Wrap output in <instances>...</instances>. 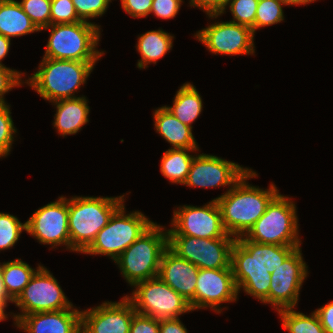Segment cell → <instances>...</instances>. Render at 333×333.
Segmentation results:
<instances>
[{"instance_id":"cell-1","label":"cell","mask_w":333,"mask_h":333,"mask_svg":"<svg viewBox=\"0 0 333 333\" xmlns=\"http://www.w3.org/2000/svg\"><path fill=\"white\" fill-rule=\"evenodd\" d=\"M297 247L255 243L236 238L231 250V267L238 289L263 302L269 295L271 274Z\"/></svg>"},{"instance_id":"cell-2","label":"cell","mask_w":333,"mask_h":333,"mask_svg":"<svg viewBox=\"0 0 333 333\" xmlns=\"http://www.w3.org/2000/svg\"><path fill=\"white\" fill-rule=\"evenodd\" d=\"M257 176L250 168L231 189L214 198L221 211L224 229L234 238L245 236L279 193L273 183L269 189H263L246 182Z\"/></svg>"},{"instance_id":"cell-3","label":"cell","mask_w":333,"mask_h":333,"mask_svg":"<svg viewBox=\"0 0 333 333\" xmlns=\"http://www.w3.org/2000/svg\"><path fill=\"white\" fill-rule=\"evenodd\" d=\"M117 197L73 196L68 199L70 251L81 254L98 232L108 224L113 213L125 202Z\"/></svg>"},{"instance_id":"cell-4","label":"cell","mask_w":333,"mask_h":333,"mask_svg":"<svg viewBox=\"0 0 333 333\" xmlns=\"http://www.w3.org/2000/svg\"><path fill=\"white\" fill-rule=\"evenodd\" d=\"M96 62L44 58L39 69L25 84L49 102L76 98L75 92L84 85Z\"/></svg>"},{"instance_id":"cell-5","label":"cell","mask_w":333,"mask_h":333,"mask_svg":"<svg viewBox=\"0 0 333 333\" xmlns=\"http://www.w3.org/2000/svg\"><path fill=\"white\" fill-rule=\"evenodd\" d=\"M50 31L44 58L97 62L104 53L98 47L100 25L79 21L69 24H50L42 30Z\"/></svg>"},{"instance_id":"cell-6","label":"cell","mask_w":333,"mask_h":333,"mask_svg":"<svg viewBox=\"0 0 333 333\" xmlns=\"http://www.w3.org/2000/svg\"><path fill=\"white\" fill-rule=\"evenodd\" d=\"M164 228L154 223L114 261L129 285L158 276L162 254L168 248Z\"/></svg>"},{"instance_id":"cell-7","label":"cell","mask_w":333,"mask_h":333,"mask_svg":"<svg viewBox=\"0 0 333 333\" xmlns=\"http://www.w3.org/2000/svg\"><path fill=\"white\" fill-rule=\"evenodd\" d=\"M296 205L278 193L245 237L255 243L301 246Z\"/></svg>"},{"instance_id":"cell-8","label":"cell","mask_w":333,"mask_h":333,"mask_svg":"<svg viewBox=\"0 0 333 333\" xmlns=\"http://www.w3.org/2000/svg\"><path fill=\"white\" fill-rule=\"evenodd\" d=\"M124 203L113 213L108 224L96 235L83 252L89 255H106L115 261L134 241L147 231L154 222L142 212L126 214Z\"/></svg>"},{"instance_id":"cell-9","label":"cell","mask_w":333,"mask_h":333,"mask_svg":"<svg viewBox=\"0 0 333 333\" xmlns=\"http://www.w3.org/2000/svg\"><path fill=\"white\" fill-rule=\"evenodd\" d=\"M132 296L126 297L133 303L135 311L155 319L179 318L192 312L190 304L158 276L134 285Z\"/></svg>"},{"instance_id":"cell-10","label":"cell","mask_w":333,"mask_h":333,"mask_svg":"<svg viewBox=\"0 0 333 333\" xmlns=\"http://www.w3.org/2000/svg\"><path fill=\"white\" fill-rule=\"evenodd\" d=\"M236 238L200 239L185 235H168V248L178 257L199 269L231 267V250Z\"/></svg>"},{"instance_id":"cell-11","label":"cell","mask_w":333,"mask_h":333,"mask_svg":"<svg viewBox=\"0 0 333 333\" xmlns=\"http://www.w3.org/2000/svg\"><path fill=\"white\" fill-rule=\"evenodd\" d=\"M57 281L44 266L36 271L28 285L13 302L21 310L19 314L12 315L15 326L16 321L24 315L70 309L73 306Z\"/></svg>"},{"instance_id":"cell-12","label":"cell","mask_w":333,"mask_h":333,"mask_svg":"<svg viewBox=\"0 0 333 333\" xmlns=\"http://www.w3.org/2000/svg\"><path fill=\"white\" fill-rule=\"evenodd\" d=\"M179 208V209H178ZM168 235H185L200 239L234 238L224 229L221 211L215 199L200 206L184 205L173 211Z\"/></svg>"},{"instance_id":"cell-13","label":"cell","mask_w":333,"mask_h":333,"mask_svg":"<svg viewBox=\"0 0 333 333\" xmlns=\"http://www.w3.org/2000/svg\"><path fill=\"white\" fill-rule=\"evenodd\" d=\"M301 247L295 248L274 268L268 297L262 302L271 304L275 310L295 308L304 280L308 276V266L303 260Z\"/></svg>"},{"instance_id":"cell-14","label":"cell","mask_w":333,"mask_h":333,"mask_svg":"<svg viewBox=\"0 0 333 333\" xmlns=\"http://www.w3.org/2000/svg\"><path fill=\"white\" fill-rule=\"evenodd\" d=\"M26 232L52 249L65 245L70 250L68 198L61 196L36 210L26 221Z\"/></svg>"},{"instance_id":"cell-15","label":"cell","mask_w":333,"mask_h":333,"mask_svg":"<svg viewBox=\"0 0 333 333\" xmlns=\"http://www.w3.org/2000/svg\"><path fill=\"white\" fill-rule=\"evenodd\" d=\"M209 52L217 55H252L255 53L251 28L231 21L214 22L194 34Z\"/></svg>"},{"instance_id":"cell-16","label":"cell","mask_w":333,"mask_h":333,"mask_svg":"<svg viewBox=\"0 0 333 333\" xmlns=\"http://www.w3.org/2000/svg\"><path fill=\"white\" fill-rule=\"evenodd\" d=\"M238 294L232 268L199 269L195 297L189 304L192 311L211 308L221 313L220 304L237 301Z\"/></svg>"},{"instance_id":"cell-17","label":"cell","mask_w":333,"mask_h":333,"mask_svg":"<svg viewBox=\"0 0 333 333\" xmlns=\"http://www.w3.org/2000/svg\"><path fill=\"white\" fill-rule=\"evenodd\" d=\"M249 170L215 155L197 154L184 185L200 188L230 186L231 189Z\"/></svg>"},{"instance_id":"cell-18","label":"cell","mask_w":333,"mask_h":333,"mask_svg":"<svg viewBox=\"0 0 333 333\" xmlns=\"http://www.w3.org/2000/svg\"><path fill=\"white\" fill-rule=\"evenodd\" d=\"M133 303L124 296L119 302L81 310V333H129L135 313Z\"/></svg>"},{"instance_id":"cell-19","label":"cell","mask_w":333,"mask_h":333,"mask_svg":"<svg viewBox=\"0 0 333 333\" xmlns=\"http://www.w3.org/2000/svg\"><path fill=\"white\" fill-rule=\"evenodd\" d=\"M26 333H81V311L72 306L59 311L36 312L16 321Z\"/></svg>"},{"instance_id":"cell-20","label":"cell","mask_w":333,"mask_h":333,"mask_svg":"<svg viewBox=\"0 0 333 333\" xmlns=\"http://www.w3.org/2000/svg\"><path fill=\"white\" fill-rule=\"evenodd\" d=\"M199 268L167 248L161 257L158 277L189 303L195 297Z\"/></svg>"},{"instance_id":"cell-21","label":"cell","mask_w":333,"mask_h":333,"mask_svg":"<svg viewBox=\"0 0 333 333\" xmlns=\"http://www.w3.org/2000/svg\"><path fill=\"white\" fill-rule=\"evenodd\" d=\"M56 108L53 127L65 137L77 134L89 122L90 107L85 96L52 102Z\"/></svg>"},{"instance_id":"cell-22","label":"cell","mask_w":333,"mask_h":333,"mask_svg":"<svg viewBox=\"0 0 333 333\" xmlns=\"http://www.w3.org/2000/svg\"><path fill=\"white\" fill-rule=\"evenodd\" d=\"M153 114L156 132L172 145V149H199L192 128L183 124L165 106L154 110Z\"/></svg>"},{"instance_id":"cell-23","label":"cell","mask_w":333,"mask_h":333,"mask_svg":"<svg viewBox=\"0 0 333 333\" xmlns=\"http://www.w3.org/2000/svg\"><path fill=\"white\" fill-rule=\"evenodd\" d=\"M38 31L19 1L0 0V34L11 39Z\"/></svg>"},{"instance_id":"cell-24","label":"cell","mask_w":333,"mask_h":333,"mask_svg":"<svg viewBox=\"0 0 333 333\" xmlns=\"http://www.w3.org/2000/svg\"><path fill=\"white\" fill-rule=\"evenodd\" d=\"M174 36L163 29L147 31L138 36L136 45L137 51L141 55L137 67L145 69L148 64H156L157 60L162 58L173 47Z\"/></svg>"},{"instance_id":"cell-25","label":"cell","mask_w":333,"mask_h":333,"mask_svg":"<svg viewBox=\"0 0 333 333\" xmlns=\"http://www.w3.org/2000/svg\"><path fill=\"white\" fill-rule=\"evenodd\" d=\"M201 95L196 87L187 82L176 92L173 106L165 107L183 124L193 128L192 124L200 116L203 108Z\"/></svg>"},{"instance_id":"cell-26","label":"cell","mask_w":333,"mask_h":333,"mask_svg":"<svg viewBox=\"0 0 333 333\" xmlns=\"http://www.w3.org/2000/svg\"><path fill=\"white\" fill-rule=\"evenodd\" d=\"M42 265L35 270L21 259L0 263V271L8 297L14 302L28 285L33 275Z\"/></svg>"},{"instance_id":"cell-27","label":"cell","mask_w":333,"mask_h":333,"mask_svg":"<svg viewBox=\"0 0 333 333\" xmlns=\"http://www.w3.org/2000/svg\"><path fill=\"white\" fill-rule=\"evenodd\" d=\"M199 151V149L170 148L162 156L160 171L162 175L169 179L170 183L184 184L195 154L189 152Z\"/></svg>"},{"instance_id":"cell-28","label":"cell","mask_w":333,"mask_h":333,"mask_svg":"<svg viewBox=\"0 0 333 333\" xmlns=\"http://www.w3.org/2000/svg\"><path fill=\"white\" fill-rule=\"evenodd\" d=\"M295 308L277 311L281 316L282 327L289 333H326L316 312L311 315L297 312Z\"/></svg>"},{"instance_id":"cell-29","label":"cell","mask_w":333,"mask_h":333,"mask_svg":"<svg viewBox=\"0 0 333 333\" xmlns=\"http://www.w3.org/2000/svg\"><path fill=\"white\" fill-rule=\"evenodd\" d=\"M23 230L26 231V222L21 223L16 216L0 212V251L12 248Z\"/></svg>"},{"instance_id":"cell-30","label":"cell","mask_w":333,"mask_h":333,"mask_svg":"<svg viewBox=\"0 0 333 333\" xmlns=\"http://www.w3.org/2000/svg\"><path fill=\"white\" fill-rule=\"evenodd\" d=\"M283 5L280 0H259L256 9L255 33L257 29L283 21Z\"/></svg>"},{"instance_id":"cell-31","label":"cell","mask_w":333,"mask_h":333,"mask_svg":"<svg viewBox=\"0 0 333 333\" xmlns=\"http://www.w3.org/2000/svg\"><path fill=\"white\" fill-rule=\"evenodd\" d=\"M259 0H228L227 6L233 15L231 22L251 28L255 34L256 9Z\"/></svg>"},{"instance_id":"cell-32","label":"cell","mask_w":333,"mask_h":333,"mask_svg":"<svg viewBox=\"0 0 333 333\" xmlns=\"http://www.w3.org/2000/svg\"><path fill=\"white\" fill-rule=\"evenodd\" d=\"M19 4L39 31L50 25L51 0H22Z\"/></svg>"},{"instance_id":"cell-33","label":"cell","mask_w":333,"mask_h":333,"mask_svg":"<svg viewBox=\"0 0 333 333\" xmlns=\"http://www.w3.org/2000/svg\"><path fill=\"white\" fill-rule=\"evenodd\" d=\"M8 103H0V158L9 155L17 130Z\"/></svg>"},{"instance_id":"cell-34","label":"cell","mask_w":333,"mask_h":333,"mask_svg":"<svg viewBox=\"0 0 333 333\" xmlns=\"http://www.w3.org/2000/svg\"><path fill=\"white\" fill-rule=\"evenodd\" d=\"M82 21L72 0H51L50 24H69Z\"/></svg>"},{"instance_id":"cell-35","label":"cell","mask_w":333,"mask_h":333,"mask_svg":"<svg viewBox=\"0 0 333 333\" xmlns=\"http://www.w3.org/2000/svg\"><path fill=\"white\" fill-rule=\"evenodd\" d=\"M77 15L82 21L101 17L108 9L112 0H72Z\"/></svg>"},{"instance_id":"cell-36","label":"cell","mask_w":333,"mask_h":333,"mask_svg":"<svg viewBox=\"0 0 333 333\" xmlns=\"http://www.w3.org/2000/svg\"><path fill=\"white\" fill-rule=\"evenodd\" d=\"M24 73L6 66H0V103H7L4 95L11 91L14 87H19L24 84L22 76Z\"/></svg>"},{"instance_id":"cell-37","label":"cell","mask_w":333,"mask_h":333,"mask_svg":"<svg viewBox=\"0 0 333 333\" xmlns=\"http://www.w3.org/2000/svg\"><path fill=\"white\" fill-rule=\"evenodd\" d=\"M183 0H153L150 14L162 19H172L176 17Z\"/></svg>"},{"instance_id":"cell-38","label":"cell","mask_w":333,"mask_h":333,"mask_svg":"<svg viewBox=\"0 0 333 333\" xmlns=\"http://www.w3.org/2000/svg\"><path fill=\"white\" fill-rule=\"evenodd\" d=\"M129 333H159V319L135 312Z\"/></svg>"},{"instance_id":"cell-39","label":"cell","mask_w":333,"mask_h":333,"mask_svg":"<svg viewBox=\"0 0 333 333\" xmlns=\"http://www.w3.org/2000/svg\"><path fill=\"white\" fill-rule=\"evenodd\" d=\"M228 0H190L191 7H198L208 15L209 18H218L226 11Z\"/></svg>"},{"instance_id":"cell-40","label":"cell","mask_w":333,"mask_h":333,"mask_svg":"<svg viewBox=\"0 0 333 333\" xmlns=\"http://www.w3.org/2000/svg\"><path fill=\"white\" fill-rule=\"evenodd\" d=\"M153 0H121V7L133 18L147 17Z\"/></svg>"},{"instance_id":"cell-41","label":"cell","mask_w":333,"mask_h":333,"mask_svg":"<svg viewBox=\"0 0 333 333\" xmlns=\"http://www.w3.org/2000/svg\"><path fill=\"white\" fill-rule=\"evenodd\" d=\"M326 333H333V301L314 310Z\"/></svg>"},{"instance_id":"cell-42","label":"cell","mask_w":333,"mask_h":333,"mask_svg":"<svg viewBox=\"0 0 333 333\" xmlns=\"http://www.w3.org/2000/svg\"><path fill=\"white\" fill-rule=\"evenodd\" d=\"M159 333H188L180 318L160 319Z\"/></svg>"},{"instance_id":"cell-43","label":"cell","mask_w":333,"mask_h":333,"mask_svg":"<svg viewBox=\"0 0 333 333\" xmlns=\"http://www.w3.org/2000/svg\"><path fill=\"white\" fill-rule=\"evenodd\" d=\"M10 45L11 39L0 34V66H5L4 64H2V60L8 54Z\"/></svg>"},{"instance_id":"cell-44","label":"cell","mask_w":333,"mask_h":333,"mask_svg":"<svg viewBox=\"0 0 333 333\" xmlns=\"http://www.w3.org/2000/svg\"><path fill=\"white\" fill-rule=\"evenodd\" d=\"M284 5H307L309 3L315 2L316 0H280Z\"/></svg>"},{"instance_id":"cell-45","label":"cell","mask_w":333,"mask_h":333,"mask_svg":"<svg viewBox=\"0 0 333 333\" xmlns=\"http://www.w3.org/2000/svg\"><path fill=\"white\" fill-rule=\"evenodd\" d=\"M0 301H12L7 295L1 271H0Z\"/></svg>"},{"instance_id":"cell-46","label":"cell","mask_w":333,"mask_h":333,"mask_svg":"<svg viewBox=\"0 0 333 333\" xmlns=\"http://www.w3.org/2000/svg\"><path fill=\"white\" fill-rule=\"evenodd\" d=\"M8 302L13 303V301H0V322L3 320H7L8 318V314L5 313Z\"/></svg>"}]
</instances>
